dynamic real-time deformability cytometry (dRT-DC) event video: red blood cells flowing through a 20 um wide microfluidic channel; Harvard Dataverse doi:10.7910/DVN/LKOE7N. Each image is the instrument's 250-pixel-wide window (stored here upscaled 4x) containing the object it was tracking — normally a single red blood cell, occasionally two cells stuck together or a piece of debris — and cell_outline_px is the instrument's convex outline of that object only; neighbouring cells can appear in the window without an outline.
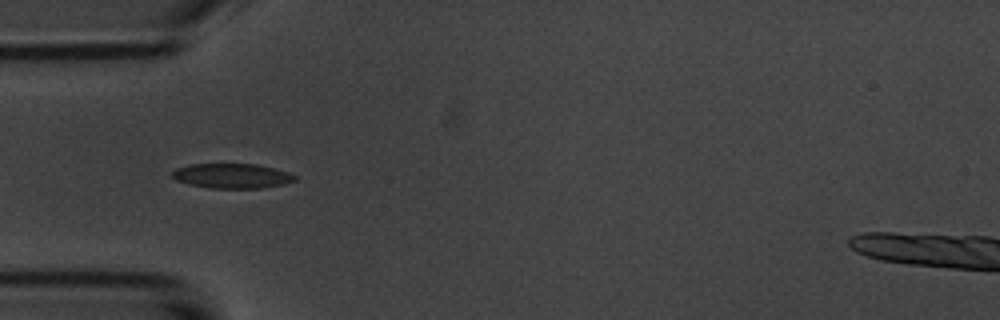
{"species": "common noctule bat (a hibernating species)", "species_latin": "Nyctalus noctula", "temperature_condition": "room temperature", "stored_images_in_passage": 7, "camera_frame_rate_fps": 3000, "um_per_image_px": 0.085, "animal": {"sex": "male", "body_mass_g": 20.1, "forearm_length_mm": 53.5}, "frame": {"image": 1, "passage_image": 4, "time_ms": 3.333, "image_size_px": [1000, 320], "cell_outline_px": [[296, 180], [284, 184], [260, 188], [208, 188], [188, 184], [176, 180], [172, 176], [172, 172], [176, 168], [192, 164], [256, 164], [288, 172], [296, 176]], "centroid_in_image_um": [19.7, 14.95], "position_along_channel_um": 65.3, "area_um2": 17.63}}
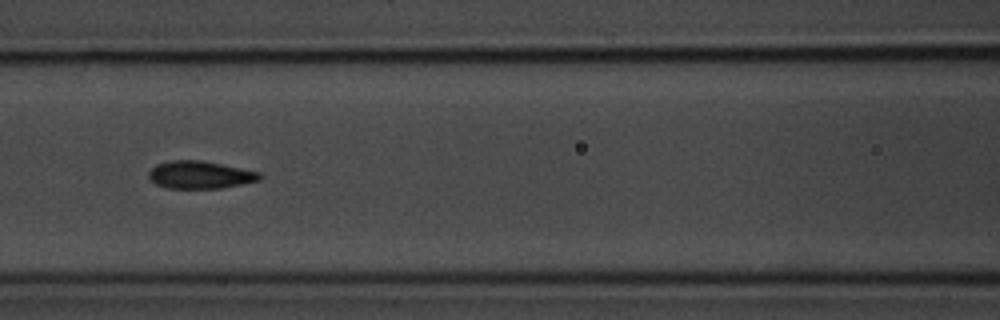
{"frame": {"image": 2, "passage_image": 6, "time_ms": 5.667, "image_size_px": [1000, 320], "cell_outline_px": [[264, 176], [260, 180], [220, 188], [168, 188], [156, 184], [148, 176], [148, 172], [156, 164], [172, 160], [200, 160], [260, 172]], "centroid_in_image_um": [17.0, 14.86], "position_along_channel_um": 149.6, "area_um2": 17.69}}
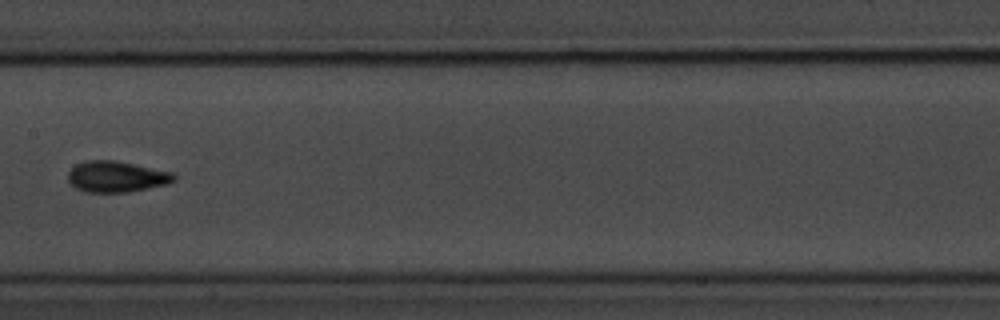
{"frame": {"image": 3, "passage_image": 7, "time_ms": 7.0, "image_size_px": [1000, 320], "cell_outline_px": [[176, 180], [168, 184], [128, 192], [84, 192], [76, 188], [68, 180], [68, 172], [76, 164], [88, 160], [112, 160], [172, 172], [176, 176]], "centroid_in_image_um": [9.89, 15.02], "position_along_channel_um": 197.5, "area_um2": 19.02}}